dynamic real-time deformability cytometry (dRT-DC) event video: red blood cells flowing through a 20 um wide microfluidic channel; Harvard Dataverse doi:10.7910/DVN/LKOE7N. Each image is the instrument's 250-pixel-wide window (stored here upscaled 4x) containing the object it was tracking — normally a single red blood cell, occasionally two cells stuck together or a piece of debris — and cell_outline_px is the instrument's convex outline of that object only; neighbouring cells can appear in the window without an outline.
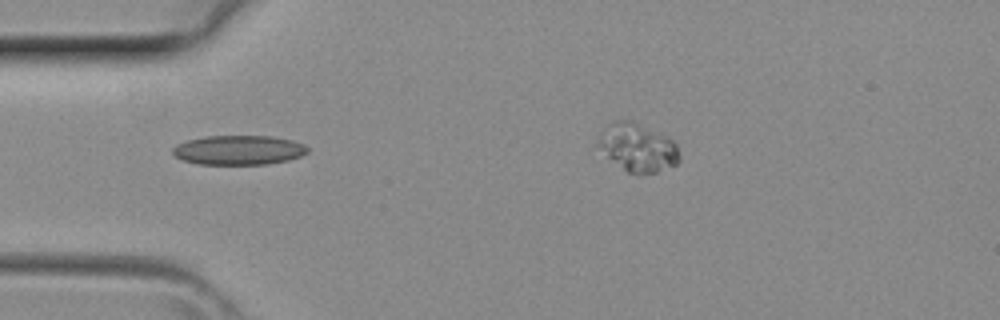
{"species": "common noctule bat (a hibernating species)", "species_latin": "Nyctalus noctula", "temperature_condition": "room temperature", "stored_images_in_passage": 5, "camera_frame_rate_fps": 3000, "um_per_image_px": 0.085, "animal": {"sex": "female", "body_mass_g": 29.2, "forearm_length_mm": 56.3}, "frame": {"image": 1, "passage_image": 3, "time_ms": 0.667, "image_size_px": [1000, 320], "cell_outline_px": [[308, 152], [300, 156], [288, 160], [268, 164], [200, 164], [184, 160], [176, 156], [172, 152], [172, 148], [176, 144], [188, 140], [204, 136], [272, 136], [292, 140], [304, 144], [308, 148]], "centroid_in_image_um": [20.3, 12.75], "position_along_channel_um": 64.7, "area_um2": 23.12}}
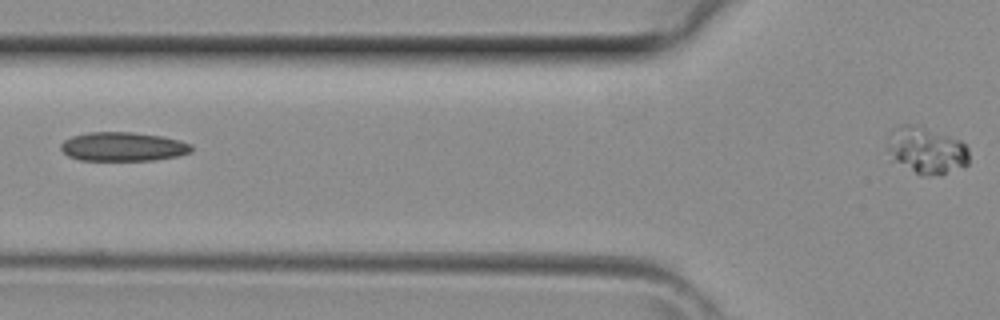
{"frame": {"image": 2, "passage_image": 4, "time_ms": 1.0, "image_size_px": [1000, 320], "cell_outline_px": [[192, 152], [176, 156], [156, 160], [80, 160], [68, 156], [60, 148], [60, 144], [64, 140], [72, 136], [88, 132], [132, 132], [160, 136], [180, 140], [192, 144]], "centroid_in_image_um": [10.45, 12.46], "position_along_channel_um": 115.3, "area_um2": 22.08}}